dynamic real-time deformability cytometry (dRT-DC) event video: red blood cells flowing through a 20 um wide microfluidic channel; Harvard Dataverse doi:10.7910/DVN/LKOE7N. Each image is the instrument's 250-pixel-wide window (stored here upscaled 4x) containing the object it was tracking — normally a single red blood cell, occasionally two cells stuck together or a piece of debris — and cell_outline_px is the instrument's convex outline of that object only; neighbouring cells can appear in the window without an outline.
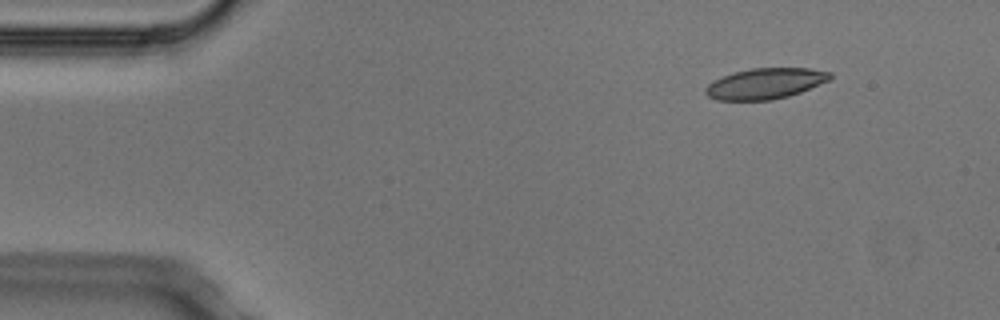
{"species": "Egyptian fruit bat (a non-hibernating species)", "species_latin": "Rousettus aegyptiacus", "temperature_condition": "cold", "stored_images_in_passage": 6, "camera_frame_rate_fps": 3000, "um_per_image_px": 0.085, "animal": {"sex": "male"}, "frame": {"image": 1, "passage_image": 1, "time_ms": 0.0, "image_size_px": [1000, 320], "cell_outline_px": [[832, 80], [800, 92], [788, 96], [772, 100], [716, 100], [708, 96], [704, 92], [704, 88], [712, 80], [732, 72], [752, 68], [808, 68], [832, 72]], "centroid_in_image_um": [65.04, 7.1], "position_along_channel_um": 20.0, "area_um2": 22.6}}
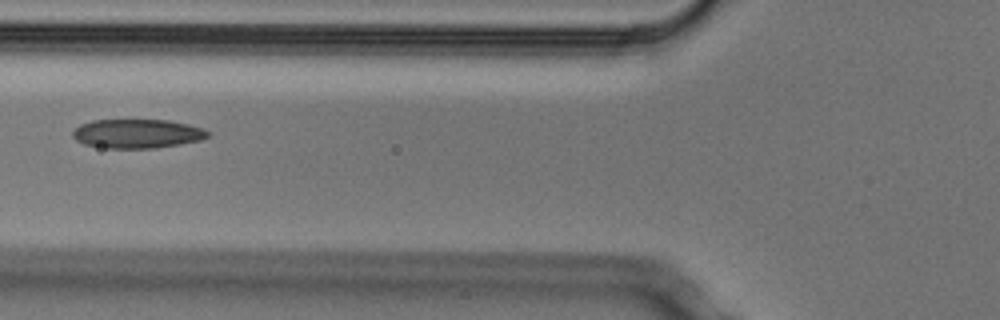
{"frame": {"image": 2, "passage_image": 5, "time_ms": 1.333, "image_size_px": [1000, 320], "cell_outline_px": [[212, 132], [208, 136], [200, 140], [180, 144], [156, 148], [108, 148], [84, 144], [76, 140], [72, 136], [72, 132], [80, 124], [92, 120], [168, 120], [188, 124], [204, 128]], "centroid_in_image_um": [11.68, 11.35], "position_along_channel_um": 114.1, "area_um2": 22.95}}
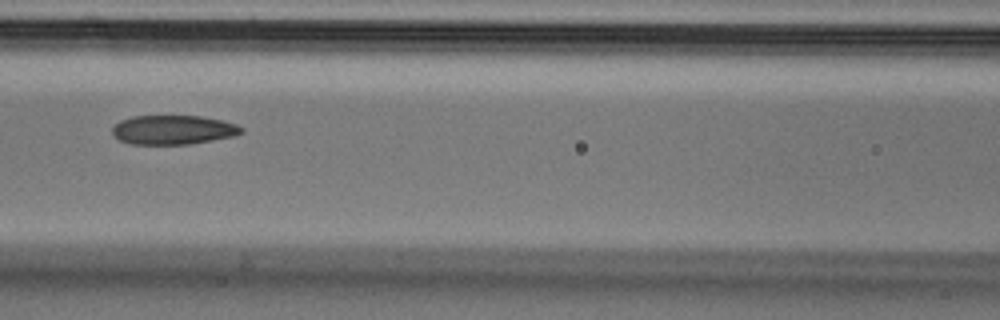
{"frame": {"image": 3, "passage_image": 6, "time_ms": 1.667, "image_size_px": [1000, 320], "cell_outline_px": [[244, 132], [236, 136], [188, 144], [128, 144], [120, 140], [112, 132], [112, 128], [120, 120], [132, 116], [200, 116], [220, 120], [236, 124], [244, 128]], "centroid_in_image_um": [14.74, 11.04], "position_along_channel_um": 151.9, "area_um2": 21.96}}